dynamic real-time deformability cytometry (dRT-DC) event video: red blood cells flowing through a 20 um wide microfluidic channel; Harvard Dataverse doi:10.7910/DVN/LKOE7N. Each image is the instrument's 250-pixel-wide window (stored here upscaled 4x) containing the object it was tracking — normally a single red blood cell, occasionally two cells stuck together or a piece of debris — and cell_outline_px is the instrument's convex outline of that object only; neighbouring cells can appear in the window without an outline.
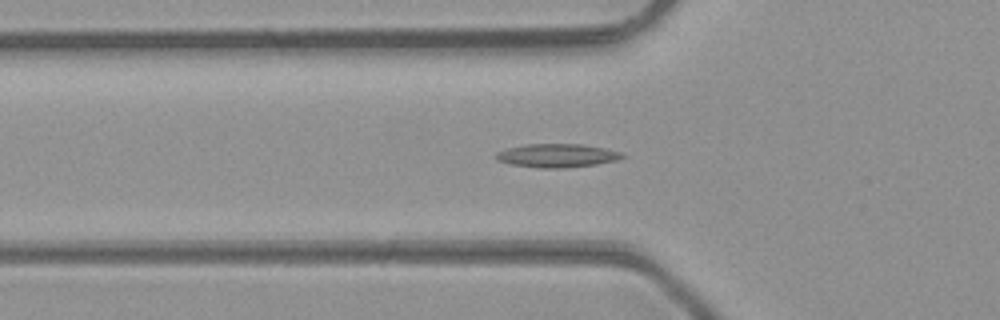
{"species": "common noctule bat (a hibernating species)", "species_latin": "Nyctalus noctula", "temperature_condition": "room temperature", "stored_images_in_passage": 48, "camera_frame_rate_fps": 3000, "um_per_image_px": 0.085, "animal": {"sex": "male", "body_mass_g": 23.1, "forearm_length_mm": 52.7}, "frame": {"image": 1, "passage_image": 16, "time_ms": 5.0, "image_size_px": [1000, 320], "cell_outline_px": [[628, 156], [616, 160], [596, 164], [564, 168], [540, 168], [508, 164], [496, 160], [496, 152], [508, 148], [524, 144], [580, 144], [604, 148], [620, 152]], "centroid_in_image_um": [47.32, 13.22], "position_along_channel_um": 78.5, "area_um2": 17.34}}
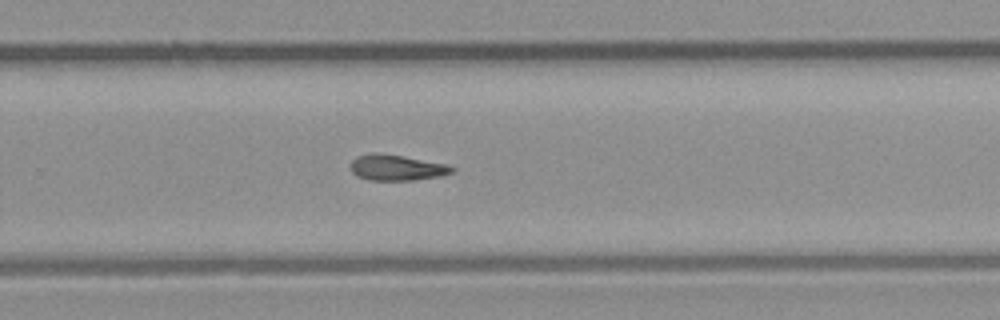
{"frame": {"image": 2, "passage_image": 31, "time_ms": 10.0, "image_size_px": [1000, 320], "cell_outline_px": [[456, 168], [452, 172], [440, 176], [412, 180], [368, 180], [356, 176], [352, 172], [352, 160], [356, 156], [372, 152], [400, 156], [444, 164]], "centroid_in_image_um": [33.66, 14.26], "position_along_channel_um": 296.1, "area_um2": 14.91}}
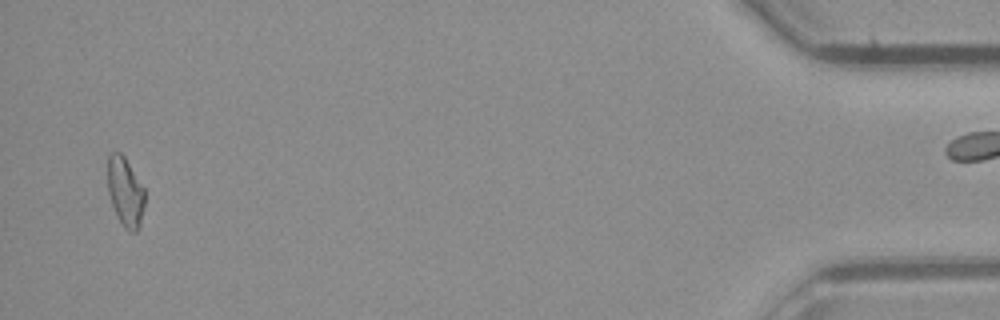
{"frame": {"image": 3, "passage_image": 46, "time_ms": 15.0, "image_size_px": [1000, 320], "cell_outline_px": [[144, 204], [140, 228], [136, 232], [128, 232], [124, 228], [112, 204], [108, 192], [108, 156], [112, 152], [120, 152], [124, 156], [144, 188]], "centroid_in_image_um": [10.66, 16.33], "position_along_channel_um": 424.5, "area_um2": 14.85}, "authors_computed_cell_mechanics": {"area_um2": 15.317, "velocity_mm_per_s": 4.3238, "shape_relaxation_time_tau1_ms": null, "shape_relaxation_time_tau2_ms": 3.9618, "deformation_change_tau1": null, "deformation_change_tau2": 0.1323}}